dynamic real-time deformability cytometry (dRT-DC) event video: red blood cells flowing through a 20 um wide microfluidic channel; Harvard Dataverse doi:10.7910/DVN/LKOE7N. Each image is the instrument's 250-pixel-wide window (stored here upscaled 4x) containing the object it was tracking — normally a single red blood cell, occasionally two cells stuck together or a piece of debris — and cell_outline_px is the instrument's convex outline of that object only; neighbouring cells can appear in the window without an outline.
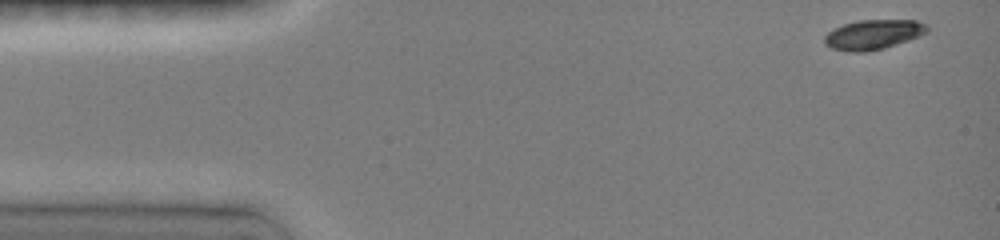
{"species": "common noctule bat (a hibernating species)", "species_latin": "Nyctalus noctula", "temperature_condition": "room temperature", "stored_images_in_passage": 24, "camera_frame_rate_fps": 3000, "um_per_image_px": 0.085, "animal": {"sex": "female", "body_mass_g": 19.0, "forearm_length_mm": 51.5}, "frame": {"image": 1, "passage_image": 1, "time_ms": 0.0, "image_size_px": [1000, 240], "cell_outline_px": [[928, 32], [908, 40], [884, 48], [868, 52], [848, 52], [832, 48], [824, 44], [824, 36], [828, 32], [844, 24], [860, 20], [916, 20], [928, 24]], "centroid_in_image_um": [74.23, 2.94], "position_along_channel_um": 10.8, "area_um2": 17.8}}
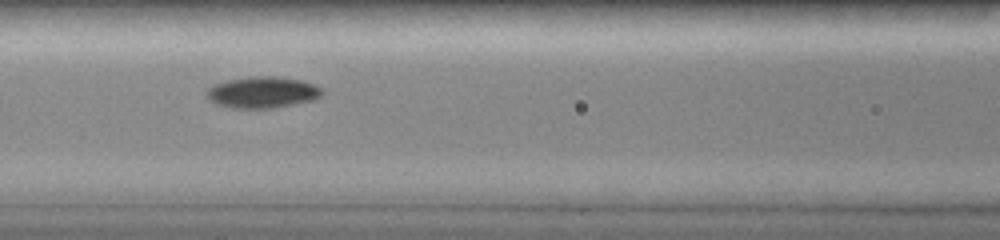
{"frame": {"image": 2, "passage_image": 12, "time_ms": 3.667, "image_size_px": [1000, 240], "cell_outline_px": [[320, 96], [312, 100], [272, 108], [232, 108], [216, 104], [208, 96], [208, 92], [216, 84], [228, 80], [252, 76], [276, 76], [304, 80], [320, 88]], "centroid_in_image_um": [22.33, 7.84], "position_along_channel_um": 144.3, "area_um2": 20.58}}
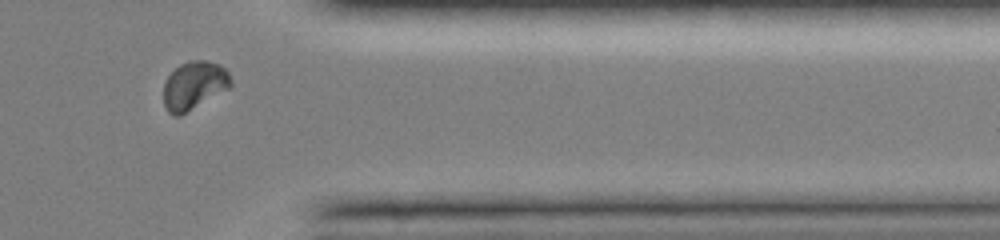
{"frame": {"image": 3, "passage_image": 22, "time_ms": 7.0, "image_size_px": [1000, 240], "cell_outline_px": [[232, 84], [228, 88], [180, 116], [176, 116], [168, 112], [164, 104], [164, 84], [168, 76], [180, 64], [188, 60], [208, 60], [220, 64], [228, 72], [232, 80]], "centroid_in_image_um": [16.5, 7.24], "position_along_channel_um": 394.9, "area_um2": 18.79}}